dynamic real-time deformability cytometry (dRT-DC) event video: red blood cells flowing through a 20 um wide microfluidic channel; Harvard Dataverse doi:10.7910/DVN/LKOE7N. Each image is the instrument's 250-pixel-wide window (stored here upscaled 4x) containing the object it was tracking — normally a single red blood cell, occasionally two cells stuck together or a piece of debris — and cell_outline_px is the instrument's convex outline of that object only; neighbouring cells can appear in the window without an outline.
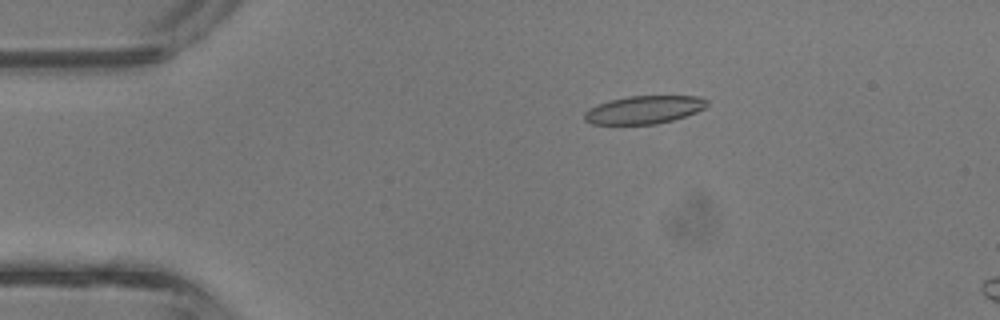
{"species": "common noctule bat (a hibernating species)", "species_latin": "Nyctalus noctula", "temperature_condition": "room temperature", "stored_images_in_passage": 13, "camera_frame_rate_fps": 3000, "um_per_image_px": 0.085, "animal": {"sex": "male", "body_mass_g": 13.3}, "frame": {"image": 1, "passage_image": 8, "time_ms": 2.333, "image_size_px": [1000, 320], "cell_outline_px": [[708, 104], [704, 108], [696, 112], [672, 120], [656, 124], [592, 124], [584, 120], [584, 112], [588, 108], [608, 100], [628, 96], [700, 96], [708, 100]], "centroid_in_image_um": [54.72, 9.32], "position_along_channel_um": 30.3, "area_um2": 20.06}}